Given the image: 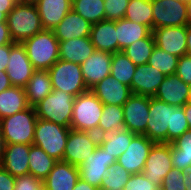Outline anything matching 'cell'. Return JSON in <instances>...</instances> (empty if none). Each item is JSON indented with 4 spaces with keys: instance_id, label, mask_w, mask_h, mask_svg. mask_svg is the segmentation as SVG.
I'll return each mask as SVG.
<instances>
[{
    "instance_id": "45",
    "label": "cell",
    "mask_w": 191,
    "mask_h": 190,
    "mask_svg": "<svg viewBox=\"0 0 191 190\" xmlns=\"http://www.w3.org/2000/svg\"><path fill=\"white\" fill-rule=\"evenodd\" d=\"M175 74L186 84L191 85V56L179 57Z\"/></svg>"
},
{
    "instance_id": "11",
    "label": "cell",
    "mask_w": 191,
    "mask_h": 190,
    "mask_svg": "<svg viewBox=\"0 0 191 190\" xmlns=\"http://www.w3.org/2000/svg\"><path fill=\"white\" fill-rule=\"evenodd\" d=\"M171 169V143H155L145 161L143 175L161 188L165 175Z\"/></svg>"
},
{
    "instance_id": "15",
    "label": "cell",
    "mask_w": 191,
    "mask_h": 190,
    "mask_svg": "<svg viewBox=\"0 0 191 190\" xmlns=\"http://www.w3.org/2000/svg\"><path fill=\"white\" fill-rule=\"evenodd\" d=\"M34 71L25 47L21 43L11 44L9 63L5 72L12 86L24 88Z\"/></svg>"
},
{
    "instance_id": "35",
    "label": "cell",
    "mask_w": 191,
    "mask_h": 190,
    "mask_svg": "<svg viewBox=\"0 0 191 190\" xmlns=\"http://www.w3.org/2000/svg\"><path fill=\"white\" fill-rule=\"evenodd\" d=\"M72 10L91 24L105 20L104 0H72Z\"/></svg>"
},
{
    "instance_id": "59",
    "label": "cell",
    "mask_w": 191,
    "mask_h": 190,
    "mask_svg": "<svg viewBox=\"0 0 191 190\" xmlns=\"http://www.w3.org/2000/svg\"><path fill=\"white\" fill-rule=\"evenodd\" d=\"M187 102L191 103V85L189 87V94H188Z\"/></svg>"
},
{
    "instance_id": "51",
    "label": "cell",
    "mask_w": 191,
    "mask_h": 190,
    "mask_svg": "<svg viewBox=\"0 0 191 190\" xmlns=\"http://www.w3.org/2000/svg\"><path fill=\"white\" fill-rule=\"evenodd\" d=\"M182 172L184 175L183 183L185 184V189L191 190V165L183 169Z\"/></svg>"
},
{
    "instance_id": "33",
    "label": "cell",
    "mask_w": 191,
    "mask_h": 190,
    "mask_svg": "<svg viewBox=\"0 0 191 190\" xmlns=\"http://www.w3.org/2000/svg\"><path fill=\"white\" fill-rule=\"evenodd\" d=\"M123 129H125L123 106L104 105L96 134L100 136L108 131L116 132Z\"/></svg>"
},
{
    "instance_id": "23",
    "label": "cell",
    "mask_w": 191,
    "mask_h": 190,
    "mask_svg": "<svg viewBox=\"0 0 191 190\" xmlns=\"http://www.w3.org/2000/svg\"><path fill=\"white\" fill-rule=\"evenodd\" d=\"M92 24L81 17L72 9L66 14L63 20L53 29L58 41L89 37Z\"/></svg>"
},
{
    "instance_id": "30",
    "label": "cell",
    "mask_w": 191,
    "mask_h": 190,
    "mask_svg": "<svg viewBox=\"0 0 191 190\" xmlns=\"http://www.w3.org/2000/svg\"><path fill=\"white\" fill-rule=\"evenodd\" d=\"M133 132L123 129L119 131H108L99 136V144L107 150L111 156L117 159L128 148L132 138L135 136Z\"/></svg>"
},
{
    "instance_id": "26",
    "label": "cell",
    "mask_w": 191,
    "mask_h": 190,
    "mask_svg": "<svg viewBox=\"0 0 191 190\" xmlns=\"http://www.w3.org/2000/svg\"><path fill=\"white\" fill-rule=\"evenodd\" d=\"M95 52L89 37L59 42V59L81 64Z\"/></svg>"
},
{
    "instance_id": "7",
    "label": "cell",
    "mask_w": 191,
    "mask_h": 190,
    "mask_svg": "<svg viewBox=\"0 0 191 190\" xmlns=\"http://www.w3.org/2000/svg\"><path fill=\"white\" fill-rule=\"evenodd\" d=\"M48 72L53 90H61L74 97L88 91L78 63L59 59Z\"/></svg>"
},
{
    "instance_id": "57",
    "label": "cell",
    "mask_w": 191,
    "mask_h": 190,
    "mask_svg": "<svg viewBox=\"0 0 191 190\" xmlns=\"http://www.w3.org/2000/svg\"><path fill=\"white\" fill-rule=\"evenodd\" d=\"M188 24L191 25V0H187Z\"/></svg>"
},
{
    "instance_id": "41",
    "label": "cell",
    "mask_w": 191,
    "mask_h": 190,
    "mask_svg": "<svg viewBox=\"0 0 191 190\" xmlns=\"http://www.w3.org/2000/svg\"><path fill=\"white\" fill-rule=\"evenodd\" d=\"M129 0H104L105 20L116 21L124 18Z\"/></svg>"
},
{
    "instance_id": "43",
    "label": "cell",
    "mask_w": 191,
    "mask_h": 190,
    "mask_svg": "<svg viewBox=\"0 0 191 190\" xmlns=\"http://www.w3.org/2000/svg\"><path fill=\"white\" fill-rule=\"evenodd\" d=\"M123 190H160V188L147 179L143 173H139L131 175Z\"/></svg>"
},
{
    "instance_id": "2",
    "label": "cell",
    "mask_w": 191,
    "mask_h": 190,
    "mask_svg": "<svg viewBox=\"0 0 191 190\" xmlns=\"http://www.w3.org/2000/svg\"><path fill=\"white\" fill-rule=\"evenodd\" d=\"M35 107L0 119V130L5 144L33 145L37 120Z\"/></svg>"
},
{
    "instance_id": "34",
    "label": "cell",
    "mask_w": 191,
    "mask_h": 190,
    "mask_svg": "<svg viewBox=\"0 0 191 190\" xmlns=\"http://www.w3.org/2000/svg\"><path fill=\"white\" fill-rule=\"evenodd\" d=\"M124 18L136 24L146 25L153 30L151 0H129Z\"/></svg>"
},
{
    "instance_id": "55",
    "label": "cell",
    "mask_w": 191,
    "mask_h": 190,
    "mask_svg": "<svg viewBox=\"0 0 191 190\" xmlns=\"http://www.w3.org/2000/svg\"><path fill=\"white\" fill-rule=\"evenodd\" d=\"M5 146H6V144L4 141V137L2 136V132L0 130V164H1L3 156H4Z\"/></svg>"
},
{
    "instance_id": "27",
    "label": "cell",
    "mask_w": 191,
    "mask_h": 190,
    "mask_svg": "<svg viewBox=\"0 0 191 190\" xmlns=\"http://www.w3.org/2000/svg\"><path fill=\"white\" fill-rule=\"evenodd\" d=\"M24 91L28 106L35 107L41 102L53 91L48 70H35L24 87Z\"/></svg>"
},
{
    "instance_id": "32",
    "label": "cell",
    "mask_w": 191,
    "mask_h": 190,
    "mask_svg": "<svg viewBox=\"0 0 191 190\" xmlns=\"http://www.w3.org/2000/svg\"><path fill=\"white\" fill-rule=\"evenodd\" d=\"M172 167L179 170L191 165V130H187L171 143Z\"/></svg>"
},
{
    "instance_id": "25",
    "label": "cell",
    "mask_w": 191,
    "mask_h": 190,
    "mask_svg": "<svg viewBox=\"0 0 191 190\" xmlns=\"http://www.w3.org/2000/svg\"><path fill=\"white\" fill-rule=\"evenodd\" d=\"M36 7L44 30H53L72 9V0H39Z\"/></svg>"
},
{
    "instance_id": "5",
    "label": "cell",
    "mask_w": 191,
    "mask_h": 190,
    "mask_svg": "<svg viewBox=\"0 0 191 190\" xmlns=\"http://www.w3.org/2000/svg\"><path fill=\"white\" fill-rule=\"evenodd\" d=\"M7 25L14 43H22L44 30L34 5L16 4L7 16Z\"/></svg>"
},
{
    "instance_id": "3",
    "label": "cell",
    "mask_w": 191,
    "mask_h": 190,
    "mask_svg": "<svg viewBox=\"0 0 191 190\" xmlns=\"http://www.w3.org/2000/svg\"><path fill=\"white\" fill-rule=\"evenodd\" d=\"M103 106L91 90L74 97L70 128L96 133Z\"/></svg>"
},
{
    "instance_id": "53",
    "label": "cell",
    "mask_w": 191,
    "mask_h": 190,
    "mask_svg": "<svg viewBox=\"0 0 191 190\" xmlns=\"http://www.w3.org/2000/svg\"><path fill=\"white\" fill-rule=\"evenodd\" d=\"M185 116L189 125V130H191V103H186L183 107Z\"/></svg>"
},
{
    "instance_id": "8",
    "label": "cell",
    "mask_w": 191,
    "mask_h": 190,
    "mask_svg": "<svg viewBox=\"0 0 191 190\" xmlns=\"http://www.w3.org/2000/svg\"><path fill=\"white\" fill-rule=\"evenodd\" d=\"M149 117L145 136L155 143H168V129H171L172 105L149 97Z\"/></svg>"
},
{
    "instance_id": "14",
    "label": "cell",
    "mask_w": 191,
    "mask_h": 190,
    "mask_svg": "<svg viewBox=\"0 0 191 190\" xmlns=\"http://www.w3.org/2000/svg\"><path fill=\"white\" fill-rule=\"evenodd\" d=\"M125 129L144 135L149 117V97L132 94L123 104Z\"/></svg>"
},
{
    "instance_id": "22",
    "label": "cell",
    "mask_w": 191,
    "mask_h": 190,
    "mask_svg": "<svg viewBox=\"0 0 191 190\" xmlns=\"http://www.w3.org/2000/svg\"><path fill=\"white\" fill-rule=\"evenodd\" d=\"M30 145L6 144L1 166L13 177L29 174Z\"/></svg>"
},
{
    "instance_id": "46",
    "label": "cell",
    "mask_w": 191,
    "mask_h": 190,
    "mask_svg": "<svg viewBox=\"0 0 191 190\" xmlns=\"http://www.w3.org/2000/svg\"><path fill=\"white\" fill-rule=\"evenodd\" d=\"M0 190H15V177L0 165Z\"/></svg>"
},
{
    "instance_id": "56",
    "label": "cell",
    "mask_w": 191,
    "mask_h": 190,
    "mask_svg": "<svg viewBox=\"0 0 191 190\" xmlns=\"http://www.w3.org/2000/svg\"><path fill=\"white\" fill-rule=\"evenodd\" d=\"M39 0H16L18 4L36 6Z\"/></svg>"
},
{
    "instance_id": "42",
    "label": "cell",
    "mask_w": 191,
    "mask_h": 190,
    "mask_svg": "<svg viewBox=\"0 0 191 190\" xmlns=\"http://www.w3.org/2000/svg\"><path fill=\"white\" fill-rule=\"evenodd\" d=\"M183 172L178 168H173L165 175L160 190H186L183 183Z\"/></svg>"
},
{
    "instance_id": "37",
    "label": "cell",
    "mask_w": 191,
    "mask_h": 190,
    "mask_svg": "<svg viewBox=\"0 0 191 190\" xmlns=\"http://www.w3.org/2000/svg\"><path fill=\"white\" fill-rule=\"evenodd\" d=\"M136 65L122 52L112 54L110 75L119 82L131 86Z\"/></svg>"
},
{
    "instance_id": "10",
    "label": "cell",
    "mask_w": 191,
    "mask_h": 190,
    "mask_svg": "<svg viewBox=\"0 0 191 190\" xmlns=\"http://www.w3.org/2000/svg\"><path fill=\"white\" fill-rule=\"evenodd\" d=\"M153 29L188 25L187 0H151Z\"/></svg>"
},
{
    "instance_id": "44",
    "label": "cell",
    "mask_w": 191,
    "mask_h": 190,
    "mask_svg": "<svg viewBox=\"0 0 191 190\" xmlns=\"http://www.w3.org/2000/svg\"><path fill=\"white\" fill-rule=\"evenodd\" d=\"M15 190H44L43 181L32 174L15 177Z\"/></svg>"
},
{
    "instance_id": "21",
    "label": "cell",
    "mask_w": 191,
    "mask_h": 190,
    "mask_svg": "<svg viewBox=\"0 0 191 190\" xmlns=\"http://www.w3.org/2000/svg\"><path fill=\"white\" fill-rule=\"evenodd\" d=\"M189 87L176 74L167 75L154 97L169 105L183 107L187 103Z\"/></svg>"
},
{
    "instance_id": "52",
    "label": "cell",
    "mask_w": 191,
    "mask_h": 190,
    "mask_svg": "<svg viewBox=\"0 0 191 190\" xmlns=\"http://www.w3.org/2000/svg\"><path fill=\"white\" fill-rule=\"evenodd\" d=\"M73 190H100V189L94 187L93 185H90L89 183L80 178L75 184Z\"/></svg>"
},
{
    "instance_id": "13",
    "label": "cell",
    "mask_w": 191,
    "mask_h": 190,
    "mask_svg": "<svg viewBox=\"0 0 191 190\" xmlns=\"http://www.w3.org/2000/svg\"><path fill=\"white\" fill-rule=\"evenodd\" d=\"M155 142L145 135L136 134L126 151L117 158L116 164L123 166L131 174L143 172L145 161Z\"/></svg>"
},
{
    "instance_id": "36",
    "label": "cell",
    "mask_w": 191,
    "mask_h": 190,
    "mask_svg": "<svg viewBox=\"0 0 191 190\" xmlns=\"http://www.w3.org/2000/svg\"><path fill=\"white\" fill-rule=\"evenodd\" d=\"M155 47L153 33L148 37L135 41L122 52L137 66L147 64Z\"/></svg>"
},
{
    "instance_id": "24",
    "label": "cell",
    "mask_w": 191,
    "mask_h": 190,
    "mask_svg": "<svg viewBox=\"0 0 191 190\" xmlns=\"http://www.w3.org/2000/svg\"><path fill=\"white\" fill-rule=\"evenodd\" d=\"M89 38L95 50L111 54L118 52L116 21L103 20L92 24Z\"/></svg>"
},
{
    "instance_id": "16",
    "label": "cell",
    "mask_w": 191,
    "mask_h": 190,
    "mask_svg": "<svg viewBox=\"0 0 191 190\" xmlns=\"http://www.w3.org/2000/svg\"><path fill=\"white\" fill-rule=\"evenodd\" d=\"M155 46L163 51L181 57L186 54L187 25L160 27L152 30Z\"/></svg>"
},
{
    "instance_id": "38",
    "label": "cell",
    "mask_w": 191,
    "mask_h": 190,
    "mask_svg": "<svg viewBox=\"0 0 191 190\" xmlns=\"http://www.w3.org/2000/svg\"><path fill=\"white\" fill-rule=\"evenodd\" d=\"M179 57L169 54L155 46L148 64L159 70L165 76L175 74Z\"/></svg>"
},
{
    "instance_id": "58",
    "label": "cell",
    "mask_w": 191,
    "mask_h": 190,
    "mask_svg": "<svg viewBox=\"0 0 191 190\" xmlns=\"http://www.w3.org/2000/svg\"><path fill=\"white\" fill-rule=\"evenodd\" d=\"M7 21V15L5 13L0 12V22H6Z\"/></svg>"
},
{
    "instance_id": "48",
    "label": "cell",
    "mask_w": 191,
    "mask_h": 190,
    "mask_svg": "<svg viewBox=\"0 0 191 190\" xmlns=\"http://www.w3.org/2000/svg\"><path fill=\"white\" fill-rule=\"evenodd\" d=\"M11 53V44L0 46V71H6Z\"/></svg>"
},
{
    "instance_id": "9",
    "label": "cell",
    "mask_w": 191,
    "mask_h": 190,
    "mask_svg": "<svg viewBox=\"0 0 191 190\" xmlns=\"http://www.w3.org/2000/svg\"><path fill=\"white\" fill-rule=\"evenodd\" d=\"M98 145L99 136L96 133L70 128L62 161L79 167Z\"/></svg>"
},
{
    "instance_id": "19",
    "label": "cell",
    "mask_w": 191,
    "mask_h": 190,
    "mask_svg": "<svg viewBox=\"0 0 191 190\" xmlns=\"http://www.w3.org/2000/svg\"><path fill=\"white\" fill-rule=\"evenodd\" d=\"M91 91L104 105L123 106L132 95L129 86L119 82L111 75L100 81Z\"/></svg>"
},
{
    "instance_id": "50",
    "label": "cell",
    "mask_w": 191,
    "mask_h": 190,
    "mask_svg": "<svg viewBox=\"0 0 191 190\" xmlns=\"http://www.w3.org/2000/svg\"><path fill=\"white\" fill-rule=\"evenodd\" d=\"M12 87L11 81L5 71H0V92Z\"/></svg>"
},
{
    "instance_id": "12",
    "label": "cell",
    "mask_w": 191,
    "mask_h": 190,
    "mask_svg": "<svg viewBox=\"0 0 191 190\" xmlns=\"http://www.w3.org/2000/svg\"><path fill=\"white\" fill-rule=\"evenodd\" d=\"M117 159L110 156L100 144L87 159L80 165V178L90 185L100 189L103 178L106 176L110 165L115 164Z\"/></svg>"
},
{
    "instance_id": "40",
    "label": "cell",
    "mask_w": 191,
    "mask_h": 190,
    "mask_svg": "<svg viewBox=\"0 0 191 190\" xmlns=\"http://www.w3.org/2000/svg\"><path fill=\"white\" fill-rule=\"evenodd\" d=\"M189 130V125L182 107L172 105L171 129H168V143H172L184 132Z\"/></svg>"
},
{
    "instance_id": "54",
    "label": "cell",
    "mask_w": 191,
    "mask_h": 190,
    "mask_svg": "<svg viewBox=\"0 0 191 190\" xmlns=\"http://www.w3.org/2000/svg\"><path fill=\"white\" fill-rule=\"evenodd\" d=\"M186 54L191 56V25H187V48Z\"/></svg>"
},
{
    "instance_id": "49",
    "label": "cell",
    "mask_w": 191,
    "mask_h": 190,
    "mask_svg": "<svg viewBox=\"0 0 191 190\" xmlns=\"http://www.w3.org/2000/svg\"><path fill=\"white\" fill-rule=\"evenodd\" d=\"M16 4V0H0V12L8 16Z\"/></svg>"
},
{
    "instance_id": "28",
    "label": "cell",
    "mask_w": 191,
    "mask_h": 190,
    "mask_svg": "<svg viewBox=\"0 0 191 190\" xmlns=\"http://www.w3.org/2000/svg\"><path fill=\"white\" fill-rule=\"evenodd\" d=\"M116 32L118 52H120L135 41L137 42L140 39L148 37L152 33V30L146 25L136 24L126 18H122L116 20Z\"/></svg>"
},
{
    "instance_id": "29",
    "label": "cell",
    "mask_w": 191,
    "mask_h": 190,
    "mask_svg": "<svg viewBox=\"0 0 191 190\" xmlns=\"http://www.w3.org/2000/svg\"><path fill=\"white\" fill-rule=\"evenodd\" d=\"M28 107L24 88L12 86L0 92V119L21 112Z\"/></svg>"
},
{
    "instance_id": "17",
    "label": "cell",
    "mask_w": 191,
    "mask_h": 190,
    "mask_svg": "<svg viewBox=\"0 0 191 190\" xmlns=\"http://www.w3.org/2000/svg\"><path fill=\"white\" fill-rule=\"evenodd\" d=\"M112 54L100 50L95 52L80 64L83 80L88 90L102 81L111 72Z\"/></svg>"
},
{
    "instance_id": "18",
    "label": "cell",
    "mask_w": 191,
    "mask_h": 190,
    "mask_svg": "<svg viewBox=\"0 0 191 190\" xmlns=\"http://www.w3.org/2000/svg\"><path fill=\"white\" fill-rule=\"evenodd\" d=\"M165 77L148 63L137 65L130 86L132 94L154 97Z\"/></svg>"
},
{
    "instance_id": "4",
    "label": "cell",
    "mask_w": 191,
    "mask_h": 190,
    "mask_svg": "<svg viewBox=\"0 0 191 190\" xmlns=\"http://www.w3.org/2000/svg\"><path fill=\"white\" fill-rule=\"evenodd\" d=\"M69 131L70 127L37 118L33 145L42 148L55 160L62 161Z\"/></svg>"
},
{
    "instance_id": "20",
    "label": "cell",
    "mask_w": 191,
    "mask_h": 190,
    "mask_svg": "<svg viewBox=\"0 0 191 190\" xmlns=\"http://www.w3.org/2000/svg\"><path fill=\"white\" fill-rule=\"evenodd\" d=\"M80 179L79 168L65 161H57L43 180L44 190H73Z\"/></svg>"
},
{
    "instance_id": "1",
    "label": "cell",
    "mask_w": 191,
    "mask_h": 190,
    "mask_svg": "<svg viewBox=\"0 0 191 190\" xmlns=\"http://www.w3.org/2000/svg\"><path fill=\"white\" fill-rule=\"evenodd\" d=\"M21 44L35 70H48L59 60V41L53 30H42Z\"/></svg>"
},
{
    "instance_id": "6",
    "label": "cell",
    "mask_w": 191,
    "mask_h": 190,
    "mask_svg": "<svg viewBox=\"0 0 191 190\" xmlns=\"http://www.w3.org/2000/svg\"><path fill=\"white\" fill-rule=\"evenodd\" d=\"M74 96L61 90H53L35 106L38 118L64 127H70Z\"/></svg>"
},
{
    "instance_id": "47",
    "label": "cell",
    "mask_w": 191,
    "mask_h": 190,
    "mask_svg": "<svg viewBox=\"0 0 191 190\" xmlns=\"http://www.w3.org/2000/svg\"><path fill=\"white\" fill-rule=\"evenodd\" d=\"M7 22H0V46L13 44Z\"/></svg>"
},
{
    "instance_id": "39",
    "label": "cell",
    "mask_w": 191,
    "mask_h": 190,
    "mask_svg": "<svg viewBox=\"0 0 191 190\" xmlns=\"http://www.w3.org/2000/svg\"><path fill=\"white\" fill-rule=\"evenodd\" d=\"M131 175L123 166L116 163L110 165L102 180L100 190H123Z\"/></svg>"
},
{
    "instance_id": "31",
    "label": "cell",
    "mask_w": 191,
    "mask_h": 190,
    "mask_svg": "<svg viewBox=\"0 0 191 190\" xmlns=\"http://www.w3.org/2000/svg\"><path fill=\"white\" fill-rule=\"evenodd\" d=\"M57 160L50 157L42 148L30 145L29 152V174H32L35 178L44 180Z\"/></svg>"
}]
</instances>
